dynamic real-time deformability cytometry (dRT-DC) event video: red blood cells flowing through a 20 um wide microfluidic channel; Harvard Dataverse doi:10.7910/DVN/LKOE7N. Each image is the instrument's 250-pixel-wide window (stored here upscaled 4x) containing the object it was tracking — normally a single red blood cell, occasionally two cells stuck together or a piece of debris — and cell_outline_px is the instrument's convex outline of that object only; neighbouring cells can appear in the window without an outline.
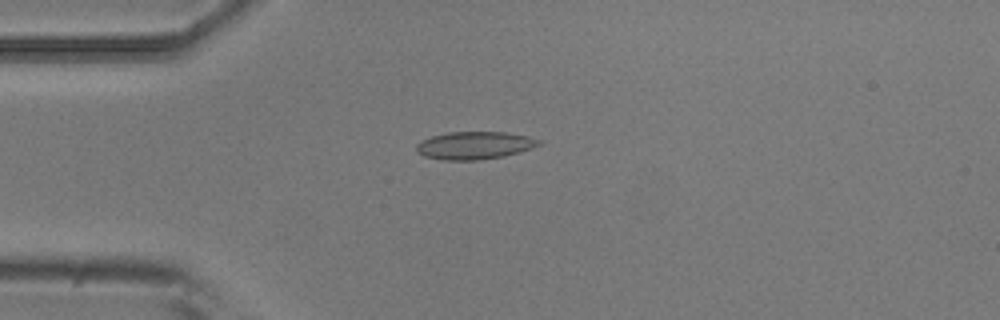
{"species": "common noctule bat (a hibernating species)", "species_latin": "Nyctalus noctula", "temperature_condition": "room temperature", "stored_images_in_passage": 49, "camera_frame_rate_fps": 3000, "um_per_image_px": 0.085, "animal": {"sex": "male", "body_mass_g": 20.5, "forearm_length_mm": 52.5}, "frame": {"image": 1, "passage_image": 9, "time_ms": 2.667, "image_size_px": [1000, 320], "cell_outline_px": [[544, 140], [540, 144], [532, 148], [504, 156], [480, 160], [444, 160], [424, 156], [416, 152], [416, 144], [420, 140], [432, 136], [448, 132], [508, 132], [528, 136]], "centroid_in_image_um": [40.34, 12.35], "position_along_channel_um": 44.7, "area_um2": 19.94}}
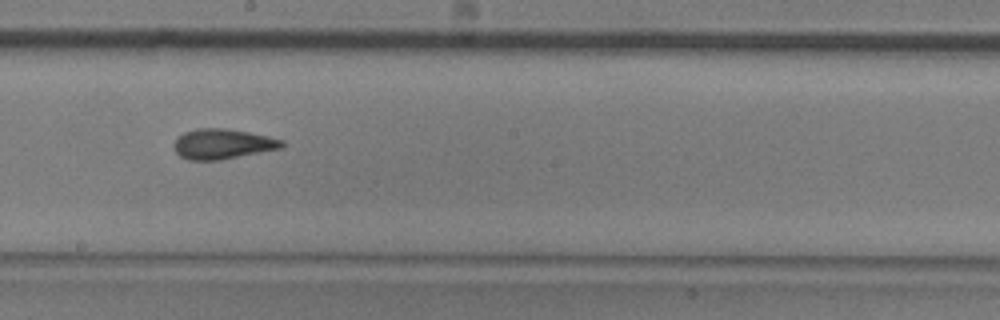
{"frame": {"image": 2, "passage_image": 25, "time_ms": 8.0, "image_size_px": [1000, 320], "cell_outline_px": [[284, 144], [280, 148], [220, 160], [188, 160], [180, 156], [176, 152], [172, 144], [184, 132], [196, 128], [224, 128], [248, 132], [268, 136], [284, 140]], "centroid_in_image_um": [18.89, 12.23], "position_along_channel_um": 229.3, "area_um2": 18.84}}
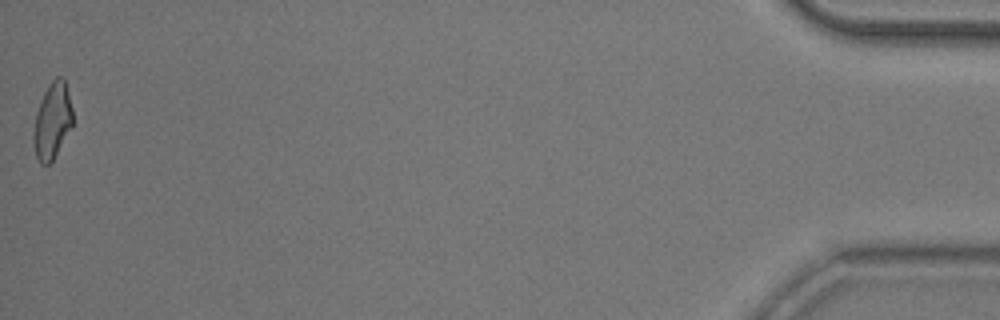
{"frame": {"image": 3, "passage_image": 49, "time_ms": 16.0, "image_size_px": [1000, 320], "cell_outline_px": [[72, 128], [52, 160], [48, 164], [40, 164], [36, 156], [32, 140], [32, 136], [36, 112], [44, 92], [48, 84], [56, 76], [60, 76], [64, 80], [68, 92], [72, 108]], "centroid_in_image_um": [4.43, 10.27], "position_along_channel_um": 430.8, "area_um2": 17.4}, "authors_computed_cell_mechanics": {"area_um2": 18.496, "velocity_mm_per_s": 3.7555, "shape_relaxation_time_tau1_ms": 5.2463, "shape_relaxation_time_tau2_ms": 1.9517, "deformation_change_tau1": 0.1555, "deformation_change_tau2": 0.0871}}